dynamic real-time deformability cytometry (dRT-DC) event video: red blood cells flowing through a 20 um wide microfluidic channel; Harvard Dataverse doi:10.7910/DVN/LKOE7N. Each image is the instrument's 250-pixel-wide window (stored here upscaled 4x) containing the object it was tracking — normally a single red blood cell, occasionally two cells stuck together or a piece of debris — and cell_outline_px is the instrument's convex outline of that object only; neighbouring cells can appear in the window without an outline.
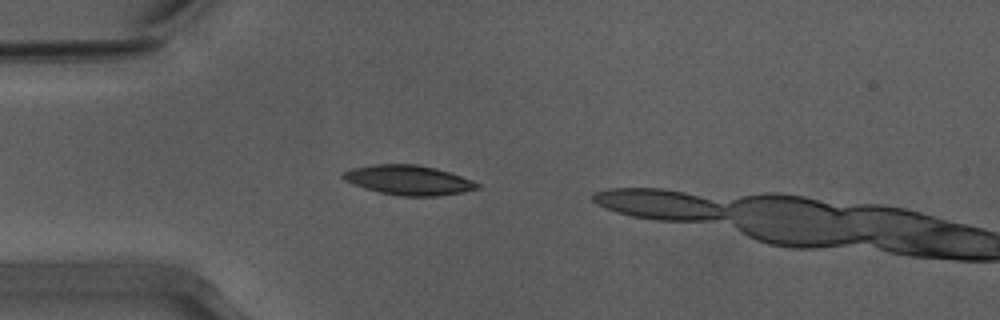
{"species": "Egyptian fruit bat (a non-hibernating species)", "species_latin": "Rousettus aegyptiacus", "temperature_condition": "warm", "stored_images_in_passage": 34, "camera_frame_rate_fps": 3000, "um_per_image_px": 0.085, "animal": {"sex": "male"}, "frame": {"image": 1, "passage_image": 6, "time_ms": 1.667, "image_size_px": [1000, 320], "cell_outline_px": [[480, 188], [464, 192], [436, 196], [404, 196], [380, 192], [364, 188], [344, 180], [340, 176], [344, 172], [352, 168], [376, 164], [420, 164], [436, 168], [472, 180], [480, 184]], "centroid_in_image_um": [34.73, 15.3], "position_along_channel_um": 50.3, "area_um2": 23.12}}
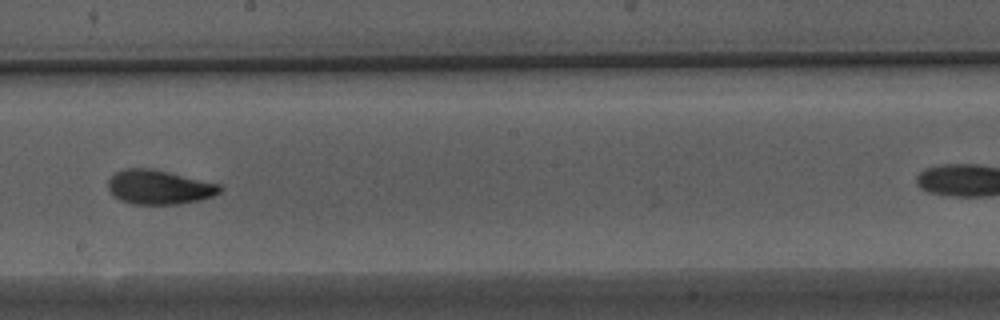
{"frame": {"image": 2, "passage_image": 21, "time_ms": 6.667, "image_size_px": [1000, 320], "cell_outline_px": [[224, 188], [220, 192], [212, 196], [200, 200], [180, 204], [132, 204], [120, 200], [112, 196], [108, 188], [108, 180], [116, 172], [124, 168], [152, 168], [220, 184]], "centroid_in_image_um": [13.51, 15.91], "position_along_channel_um": 234.7, "area_um2": 22.48}}
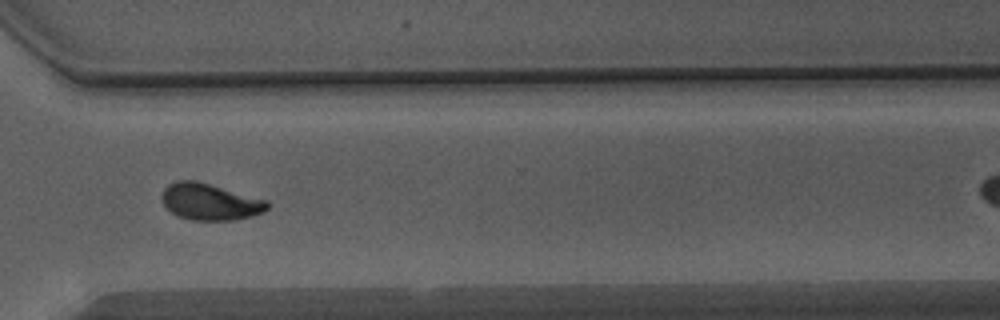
{"frame": {"image": 3, "passage_image": 30, "time_ms": 9.667, "image_size_px": [1000, 320], "cell_outline_px": [[268, 208], [252, 216], [232, 220], [192, 220], [176, 216], [164, 204], [160, 196], [164, 188], [168, 184], [176, 180], [196, 180], [268, 200]], "centroid_in_image_um": [17.81, 17.14], "position_along_channel_um": 352.8, "area_um2": 22.48}, "authors_computed_cell_mechanics": {"area_um2": 22.4842, "velocity_mm_per_s": 3.9352, "shape_relaxation_time_tau1_ms": 3.0378, "shape_relaxation_time_tau2_ms": 2.2786, "deformation_change_tau1": 0.1521, "deformation_change_tau2": 0.061}}